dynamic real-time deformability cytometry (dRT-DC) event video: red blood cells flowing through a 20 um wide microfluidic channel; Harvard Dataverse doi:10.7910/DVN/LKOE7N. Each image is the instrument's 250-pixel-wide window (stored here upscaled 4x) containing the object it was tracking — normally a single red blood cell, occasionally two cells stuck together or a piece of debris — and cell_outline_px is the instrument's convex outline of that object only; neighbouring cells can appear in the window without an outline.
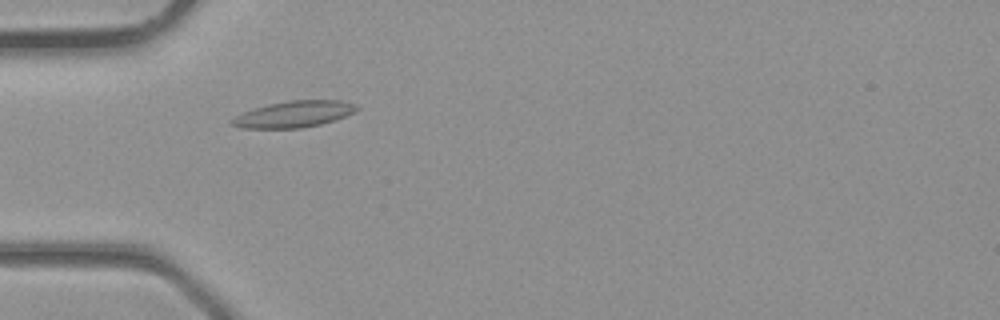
{"species": "common noctule bat (a hibernating species)", "species_latin": "Nyctalus noctula", "temperature_condition": "room temperature", "stored_images_in_passage": 4, "camera_frame_rate_fps": 3000, "um_per_image_px": 0.085, "animal": {"sex": "male", "body_mass_g": 23.1, "forearm_length_mm": 52.7}, "frame": {"image": 1, "passage_image": 3, "time_ms": 0.667, "image_size_px": [1000, 320], "cell_outline_px": [[360, 108], [356, 112], [320, 124], [300, 128], [240, 128], [232, 124], [228, 120], [244, 112], [268, 104], [292, 100], [340, 100], [352, 104]], "centroid_in_image_um": [24.97, 9.7], "position_along_channel_um": 60.0, "area_um2": 18.9}}
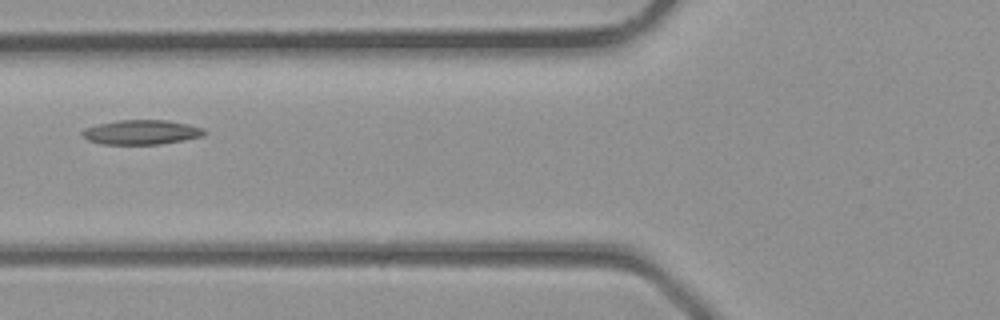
{"frame": {"image": 2, "passage_image": 4, "time_ms": 1.0, "image_size_px": [1000, 320], "cell_outline_px": [[208, 132], [204, 136], [184, 140], [160, 144], [104, 144], [88, 140], [80, 132], [84, 128], [100, 124], [120, 120], [168, 120], [188, 124], [204, 128]], "centroid_in_image_um": [12.08, 11.24], "position_along_channel_um": 113.7, "area_um2": 17.46}}